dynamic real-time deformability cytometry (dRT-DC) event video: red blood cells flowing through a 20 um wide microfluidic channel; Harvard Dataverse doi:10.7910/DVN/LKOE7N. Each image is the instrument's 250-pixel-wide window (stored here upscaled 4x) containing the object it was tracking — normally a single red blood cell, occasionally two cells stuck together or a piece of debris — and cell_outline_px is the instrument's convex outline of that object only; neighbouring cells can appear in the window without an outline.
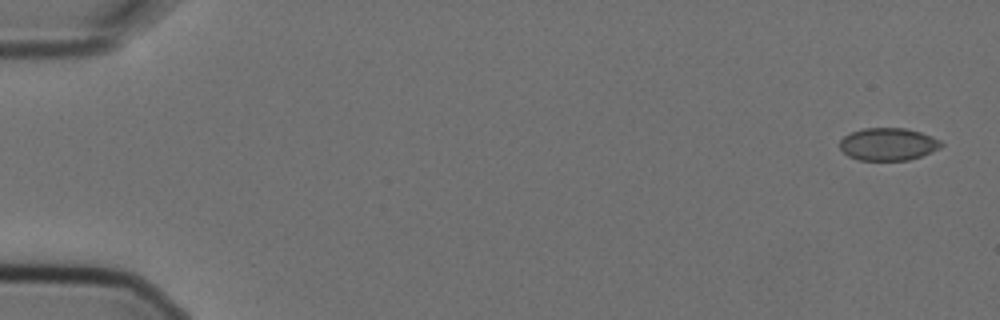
{"species": "Egyptian fruit bat (a non-hibernating species)", "species_latin": "Rousettus aegyptiacus", "temperature_condition": "cold", "stored_images_in_passage": 7, "camera_frame_rate_fps": 3000, "um_per_image_px": 0.085, "animal": {"sex": "female"}, "frame": {"image": 1, "passage_image": 1, "time_ms": 0.0, "image_size_px": [1000, 320], "cell_outline_px": [[944, 144], [940, 148], [932, 152], [908, 160], [860, 160], [848, 156], [840, 148], [840, 140], [844, 136], [852, 132], [864, 128], [904, 128], [920, 132], [932, 136], [940, 140]], "centroid_in_image_um": [75.5, 12.25], "position_along_channel_um": 9.5, "area_um2": 19.19}}
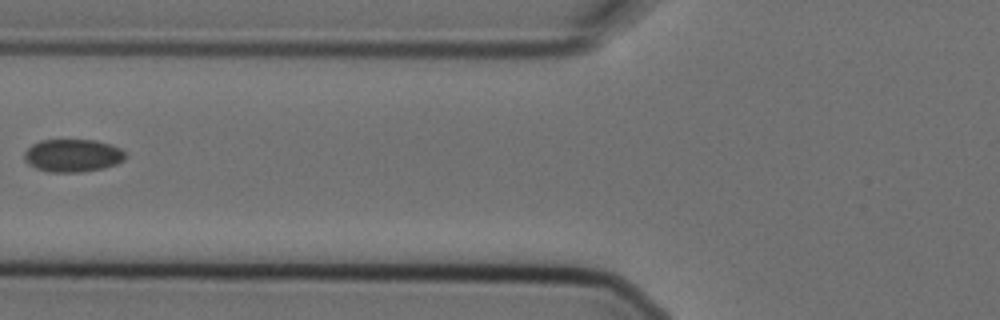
{"frame": {"image": 2, "passage_image": 6, "time_ms": 1.667, "image_size_px": [1000, 320], "cell_outline_px": [[128, 156], [124, 160], [116, 164], [104, 168], [80, 172], [48, 172], [36, 168], [28, 164], [24, 160], [24, 152], [32, 144], [40, 140], [96, 140], [112, 144], [120, 148]], "centroid_in_image_um": [6.19, 13.22], "position_along_channel_um": 119.6, "area_um2": 19.54}}
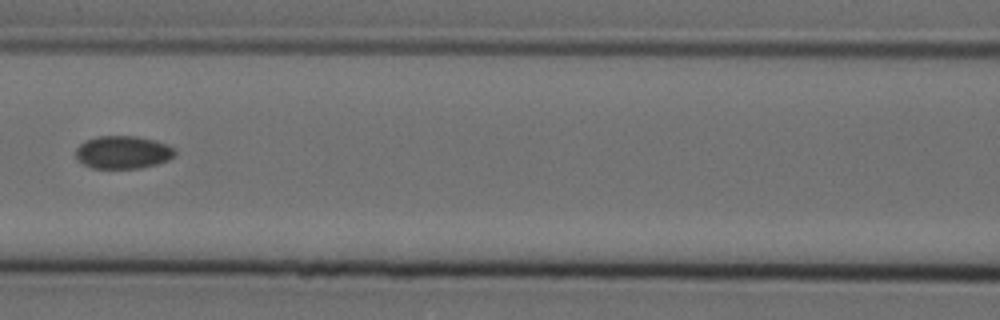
{"frame": {"image": 3, "passage_image": 7, "time_ms": 2.0, "image_size_px": [1000, 320], "cell_outline_px": [[176, 156], [168, 160], [156, 164], [140, 168], [92, 168], [76, 160], [76, 148], [84, 140], [96, 136], [136, 136], [156, 140], [168, 144], [176, 152]], "centroid_in_image_um": [10.44, 12.93], "position_along_channel_um": 156.2, "area_um2": 19.19}}